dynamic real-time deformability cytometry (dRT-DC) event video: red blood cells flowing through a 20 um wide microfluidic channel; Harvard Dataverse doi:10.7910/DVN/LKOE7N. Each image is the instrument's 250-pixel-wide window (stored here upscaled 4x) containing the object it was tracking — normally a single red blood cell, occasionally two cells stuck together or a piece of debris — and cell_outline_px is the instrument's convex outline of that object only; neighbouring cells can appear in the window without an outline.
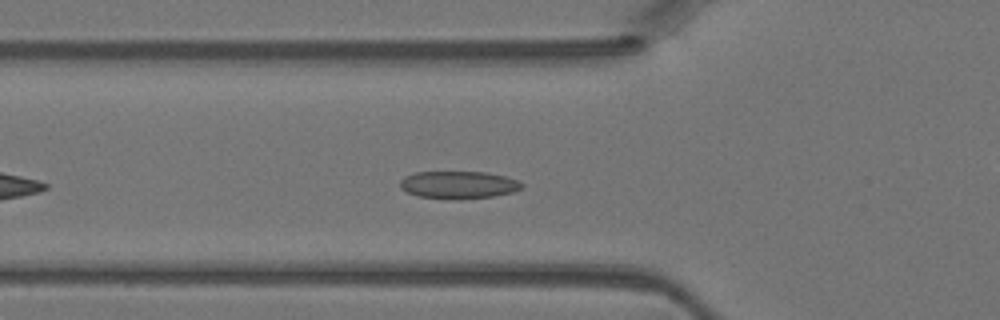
{"species": "Egyptian fruit bat (a non-hibernating species)", "species_latin": "Rousettus aegyptiacus", "temperature_condition": "warm", "stored_images_in_passage": 37, "camera_frame_rate_fps": 3000, "um_per_image_px": 0.085, "animal": {"sex": "female"}, "frame": {"image": 1, "passage_image": 6, "time_ms": 1.667, "image_size_px": [1000, 320], "cell_outline_px": [[524, 188], [512, 192], [492, 196], [456, 200], [452, 200], [416, 196], [404, 192], [400, 188], [400, 180], [404, 176], [416, 172], [484, 172], [504, 176], [516, 180], [524, 184]], "centroid_in_image_um": [38.92, 15.72], "position_along_channel_um": 86.9, "area_um2": 19.77}}
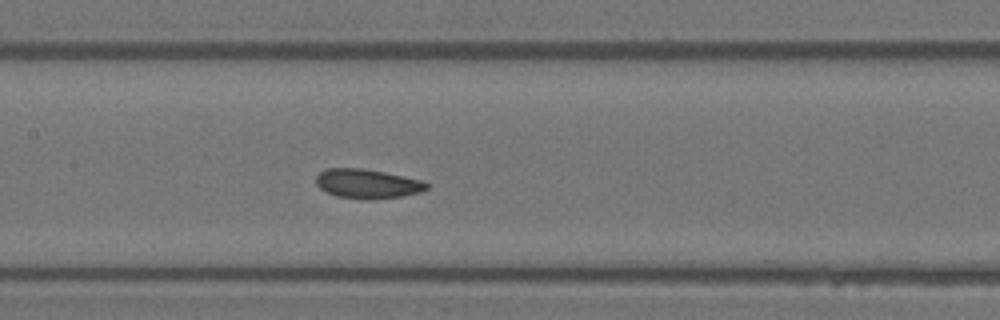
{"frame": {"image": 2, "passage_image": 12, "time_ms": 3.667, "image_size_px": [1000, 320], "cell_outline_px": [[428, 188], [420, 192], [404, 196], [368, 200], [364, 200], [336, 196], [320, 188], [316, 184], [316, 176], [320, 172], [328, 168], [360, 168], [384, 172], [420, 180], [428, 184]], "centroid_in_image_um": [31.21, 15.63], "position_along_channel_um": 176.2, "area_um2": 18.84}}
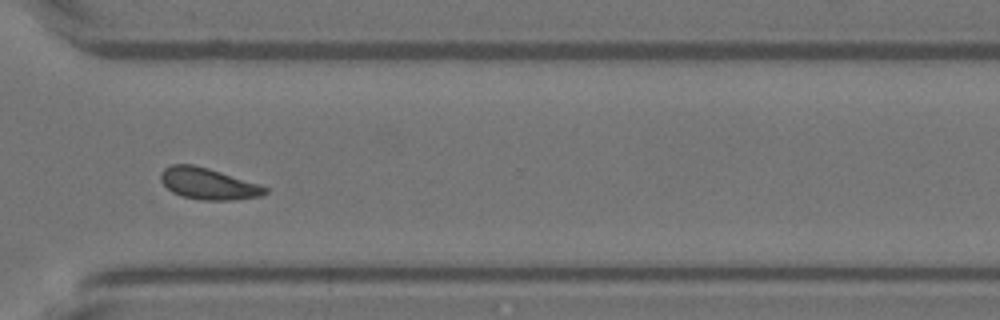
{"frame": {"image": 3, "passage_image": 24, "time_ms": 7.667, "image_size_px": [1000, 320], "cell_outline_px": [[268, 192], [260, 196], [232, 200], [200, 200], [180, 196], [172, 192], [160, 180], [160, 172], [164, 168], [172, 164], [192, 164], [208, 168], [268, 188]], "centroid_in_image_um": [17.63, 15.62], "position_along_channel_um": 353.0, "area_um2": 18.9}}